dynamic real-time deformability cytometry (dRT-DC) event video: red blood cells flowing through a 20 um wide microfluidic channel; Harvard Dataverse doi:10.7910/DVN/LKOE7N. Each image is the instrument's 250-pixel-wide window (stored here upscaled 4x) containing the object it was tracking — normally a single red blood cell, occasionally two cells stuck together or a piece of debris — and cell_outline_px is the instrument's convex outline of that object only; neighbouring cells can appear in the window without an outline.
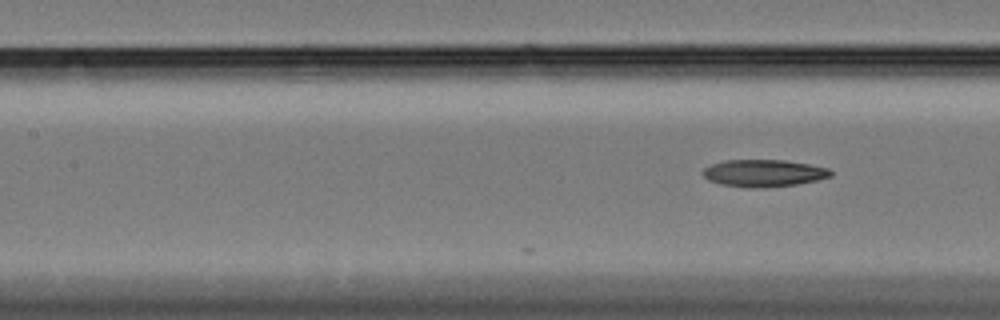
{"species": "Egyptian fruit bat (a non-hibernating species)", "species_latin": "Rousettus aegyptiacus", "temperature_condition": "cold", "stored_images_in_passage": 23, "camera_frame_rate_fps": 3000, "um_per_image_px": 0.085, "animal": {"sex": "female"}, "frame": {"image": 1, "passage_image": 23, "time_ms": 7.333, "image_size_px": [1000, 320], "cell_outline_px": [[832, 176], [816, 180], [796, 184], [764, 188], [748, 188], [720, 184], [708, 180], [704, 176], [704, 168], [712, 164], [724, 160], [784, 160], [808, 164], [828, 168], [832, 172]], "centroid_in_image_um": [64.91, 14.72], "position_along_channel_um": 142.5, "area_um2": 20.17}}